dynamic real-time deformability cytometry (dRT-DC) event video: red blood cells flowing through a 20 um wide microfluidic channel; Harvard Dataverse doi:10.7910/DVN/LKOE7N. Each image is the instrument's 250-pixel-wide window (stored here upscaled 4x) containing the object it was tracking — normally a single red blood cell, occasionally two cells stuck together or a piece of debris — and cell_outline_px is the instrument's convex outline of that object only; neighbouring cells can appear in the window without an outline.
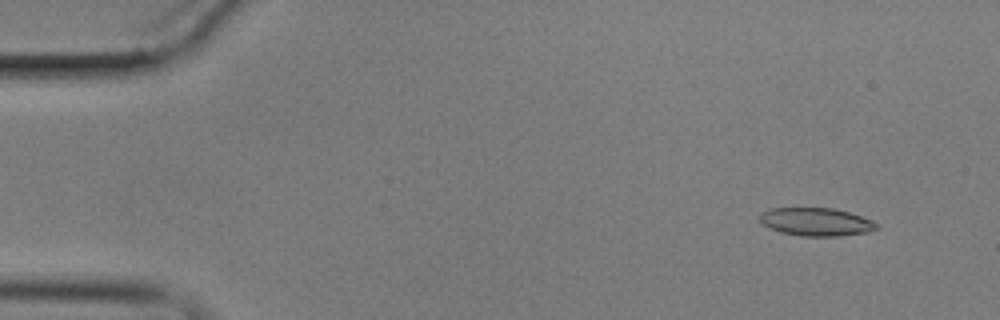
{"species": "common noctule bat (a hibernating species)", "species_latin": "Nyctalus noctula", "temperature_condition": "cold", "stored_images_in_passage": 5, "camera_frame_rate_fps": 3000, "um_per_image_px": 0.085, "animal": {"sex": "male", "body_mass_g": 17.9}, "frame": {"image": 1, "passage_image": 1, "time_ms": 0.0, "image_size_px": [1000, 320], "cell_outline_px": [[880, 228], [868, 232], [840, 236], [800, 236], [780, 232], [768, 228], [760, 220], [760, 212], [768, 208], [832, 208], [848, 212], [872, 220], [880, 224]], "centroid_in_image_um": [69.38, 18.86], "position_along_channel_um": 15.6, "area_um2": 19.31}}
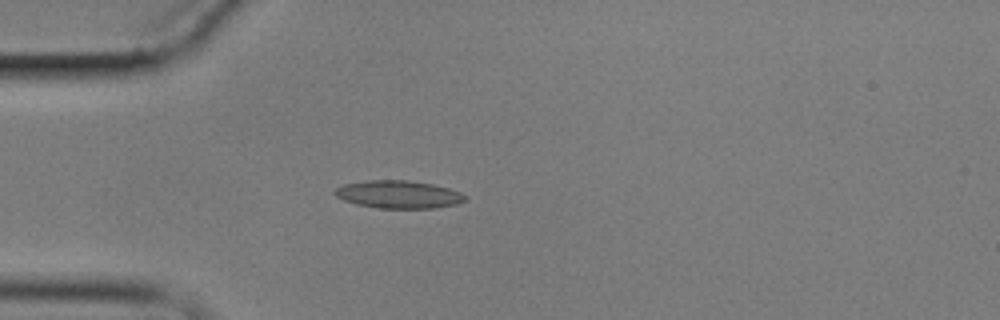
{"frame": {"image": 2, "passage_image": 4, "time_ms": 3.667, "image_size_px": [1000, 320], "cell_outline_px": [[468, 196], [464, 200], [456, 204], [432, 208], [380, 208], [356, 204], [344, 200], [336, 196], [332, 192], [336, 188], [344, 184], [368, 180], [408, 180], [432, 184], [448, 188], [460, 192]], "centroid_in_image_um": [33.86, 16.52], "position_along_channel_um": 51.1, "area_um2": 20.98}}